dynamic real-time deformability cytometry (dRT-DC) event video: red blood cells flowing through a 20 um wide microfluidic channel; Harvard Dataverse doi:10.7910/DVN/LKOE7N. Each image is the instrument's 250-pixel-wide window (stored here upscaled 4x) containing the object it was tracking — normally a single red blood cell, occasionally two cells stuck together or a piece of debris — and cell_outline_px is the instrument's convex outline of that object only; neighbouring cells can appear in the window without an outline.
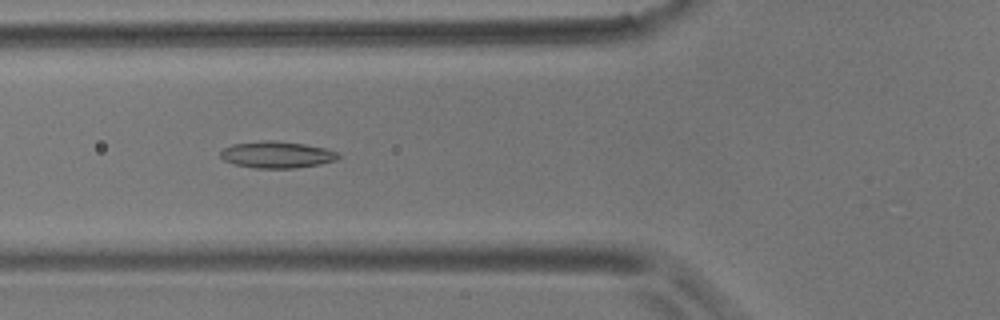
{"species": "common noctule bat (a hibernating species)", "species_latin": "Nyctalus noctula", "temperature_condition": "room temperature", "stored_images_in_passage": 42, "camera_frame_rate_fps": 3000, "um_per_image_px": 0.085, "animal": {"sex": "male", "body_mass_g": 17.9}, "frame": {"image": 1, "passage_image": 7, "time_ms": 2.0, "image_size_px": [1000, 320], "cell_outline_px": [[344, 156], [336, 160], [320, 164], [296, 168], [256, 168], [236, 164], [224, 160], [220, 156], [220, 152], [224, 148], [232, 144], [264, 140], [276, 140], [304, 144], [324, 148], [336, 152]], "centroid_in_image_um": [23.56, 13.14], "position_along_channel_um": 102.2, "area_um2": 18.32}}
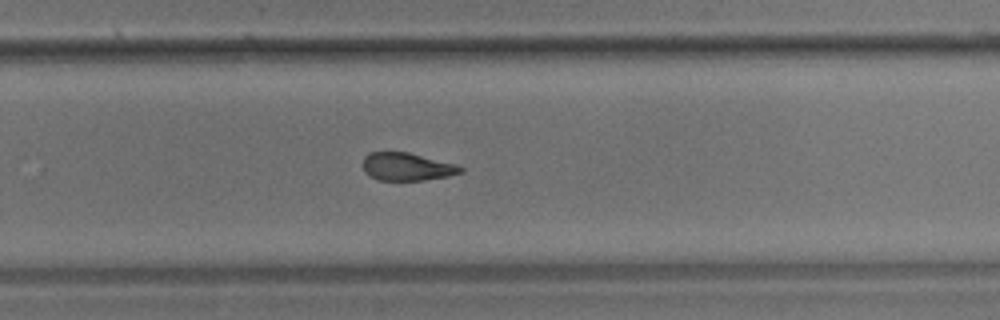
{"frame": {"image": 2, "passage_image": 23, "time_ms": 7.333, "image_size_px": [1000, 320], "cell_outline_px": [[464, 172], [448, 176], [424, 180], [380, 180], [368, 176], [364, 172], [364, 156], [368, 152], [408, 152], [456, 164], [464, 168]], "centroid_in_image_um": [34.59, 14.17], "position_along_channel_um": 295.2, "area_um2": 15.9}}
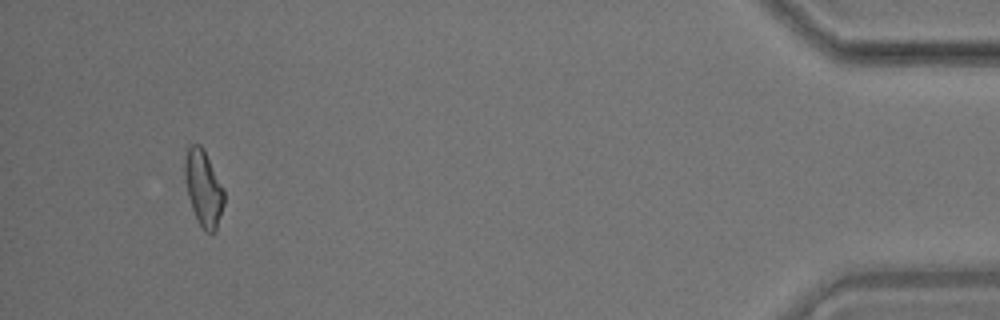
{"frame": {"image": 3, "passage_image": 39, "time_ms": 12.667, "image_size_px": [1000, 320], "cell_outline_px": [[224, 204], [216, 232], [204, 232], [192, 208], [188, 196], [184, 180], [184, 156], [188, 148], [192, 144], [200, 144], [204, 148], [224, 188]], "centroid_in_image_um": [17.29, 15.97], "position_along_channel_um": 417.9, "area_um2": 17.63}, "authors_computed_cell_mechanics": {"area_um2": 16.9354, "velocity_mm_per_s": 3.6219, "shape_relaxation_time_tau1_ms": 7.6321, "shape_relaxation_time_tau2_ms": 2.0766, "deformation_change_tau1": 0.1948, "deformation_change_tau2": 0.0944}}